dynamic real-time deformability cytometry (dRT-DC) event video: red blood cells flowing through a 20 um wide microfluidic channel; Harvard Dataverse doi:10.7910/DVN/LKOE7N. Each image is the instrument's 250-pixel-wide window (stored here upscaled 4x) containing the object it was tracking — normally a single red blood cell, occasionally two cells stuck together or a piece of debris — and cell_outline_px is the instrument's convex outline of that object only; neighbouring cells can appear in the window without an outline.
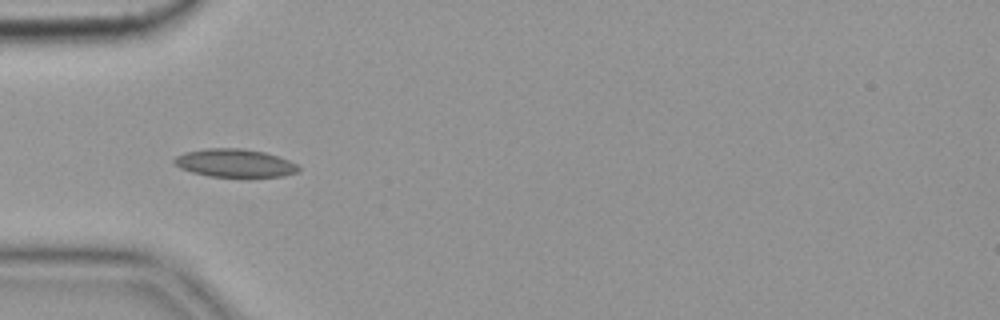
{"species": "common noctule bat (a hibernating species)", "species_latin": "Nyctalus noctula", "temperature_condition": "cold", "stored_images_in_passage": 5, "camera_frame_rate_fps": 3000, "um_per_image_px": 0.085, "animal": {"sex": "female", "body_mass_g": 19.9}, "frame": {"image": 1, "passage_image": 4, "time_ms": 1.0, "image_size_px": [1000, 320], "cell_outline_px": [[300, 168], [296, 172], [284, 176], [248, 180], [244, 180], [208, 176], [192, 172], [180, 168], [172, 160], [176, 156], [184, 152], [208, 148], [240, 148], [264, 152], [288, 160], [296, 164]], "centroid_in_image_um": [19.97, 13.92], "position_along_channel_um": 65.0, "area_um2": 21.21}}